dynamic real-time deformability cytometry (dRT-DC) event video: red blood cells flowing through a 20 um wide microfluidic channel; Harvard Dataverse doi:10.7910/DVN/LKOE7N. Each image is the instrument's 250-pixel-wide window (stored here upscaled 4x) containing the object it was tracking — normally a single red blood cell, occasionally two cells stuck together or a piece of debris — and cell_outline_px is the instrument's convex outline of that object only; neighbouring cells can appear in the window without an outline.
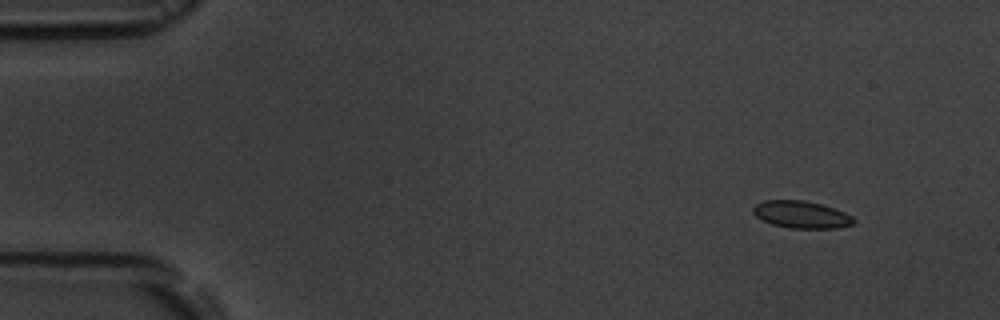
{"species": "common noctule bat (a hibernating species)", "species_latin": "Nyctalus noctula", "temperature_condition": "room temperature", "stored_images_in_passage": 5, "camera_frame_rate_fps": 3000, "um_per_image_px": 0.085, "animal": {"sex": "male", "body_mass_g": 19.5, "forearm_length_mm": 54.6}, "frame": {"image": 1, "passage_image": 2, "time_ms": 1.0, "image_size_px": [1000, 320], "cell_outline_px": [[856, 220], [852, 224], [836, 228], [792, 228], [772, 224], [756, 216], [752, 212], [752, 208], [756, 204], [764, 200], [804, 200], [820, 204], [844, 212], [852, 216]], "centroid_in_image_um": [68.1, 18.23], "position_along_channel_um": 16.9, "area_um2": 15.78}}
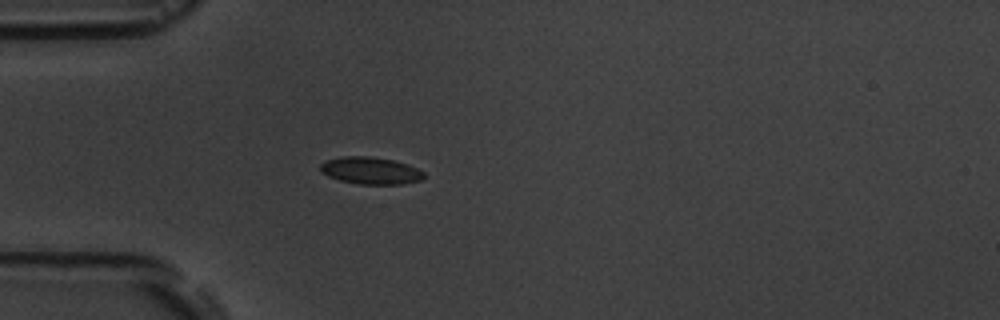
{"frame": {"image": 2, "passage_image": 5, "time_ms": 4.667, "image_size_px": [1000, 320], "cell_outline_px": [[424, 176], [420, 180], [400, 184], [360, 184], [340, 180], [328, 176], [320, 172], [320, 164], [324, 160], [340, 156], [368, 156], [392, 160], [416, 168], [424, 172]], "centroid_in_image_um": [31.43, 14.49], "position_along_channel_um": 53.6, "area_um2": 16.24}}